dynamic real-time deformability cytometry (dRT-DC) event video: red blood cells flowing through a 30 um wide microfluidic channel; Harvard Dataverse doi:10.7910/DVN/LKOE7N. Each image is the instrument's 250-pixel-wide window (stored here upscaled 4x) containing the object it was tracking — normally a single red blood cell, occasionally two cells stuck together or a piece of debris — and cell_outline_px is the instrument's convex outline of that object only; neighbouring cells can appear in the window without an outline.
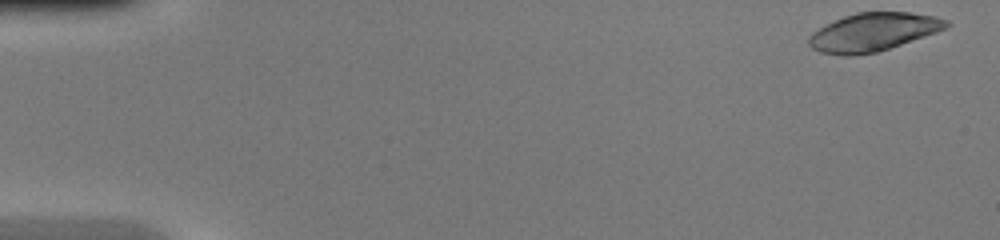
{"species": "common noctule bat (a hibernating species)", "species_latin": "Nyctalus noctula", "temperature_condition": "warm", "stored_images_in_passage": 45, "camera_frame_rate_fps": 3000, "um_per_image_px": 0.085, "animal": {"sex": "female", "body_mass_g": 20.0, "forearm_length_mm": 54.0}, "frame": {"image": 1, "passage_image": 1, "time_ms": 0.0, "image_size_px": [1000, 240], "cell_outline_px": [[952, 24], [948, 28], [876, 52], [852, 56], [844, 56], [820, 52], [812, 48], [808, 44], [808, 36], [812, 32], [844, 16], [856, 12], [912, 12], [936, 16], [948, 20]], "centroid_in_image_um": [74.24, 2.72], "position_along_channel_um": 10.8, "area_um2": 30.52}}